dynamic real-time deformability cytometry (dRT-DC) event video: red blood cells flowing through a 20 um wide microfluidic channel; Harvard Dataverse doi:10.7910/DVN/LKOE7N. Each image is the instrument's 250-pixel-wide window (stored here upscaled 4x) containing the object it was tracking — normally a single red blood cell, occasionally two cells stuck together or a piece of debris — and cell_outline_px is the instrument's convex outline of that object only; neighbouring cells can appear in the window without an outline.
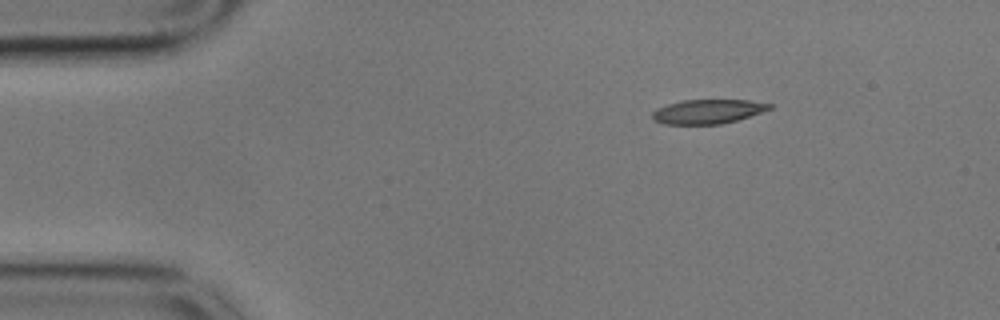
{"species": "common noctule bat (a hibernating species)", "species_latin": "Nyctalus noctula", "temperature_condition": "cold", "stored_images_in_passage": 48, "camera_frame_rate_fps": 3000, "um_per_image_px": 0.085, "animal": {"sex": "male", "body_mass_g": 17.9}, "frame": {"image": 1, "passage_image": 1, "time_ms": 0.0, "image_size_px": [1000, 320], "cell_outline_px": [[772, 108], [736, 120], [720, 124], [664, 124], [652, 120], [652, 112], [656, 108], [668, 104], [684, 100], [748, 100], [772, 104]], "centroid_in_image_um": [60.11, 9.48], "position_along_channel_um": 24.9, "area_um2": 16.42}}
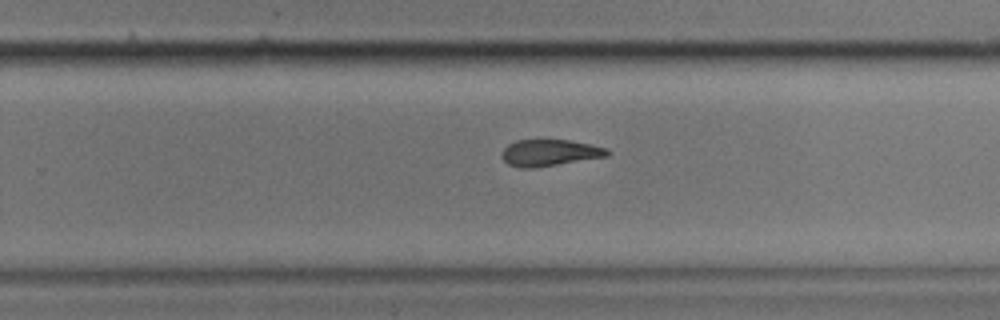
{"frame": {"image": 2, "passage_image": 28, "time_ms": 9.0, "image_size_px": [1000, 320], "cell_outline_px": [[612, 152], [608, 156], [532, 168], [520, 168], [508, 164], [504, 160], [504, 148], [508, 144], [516, 140], [568, 140], [592, 144], [608, 148]], "centroid_in_image_um": [46.78, 12.97], "position_along_channel_um": 283.0, "area_um2": 16.18}}
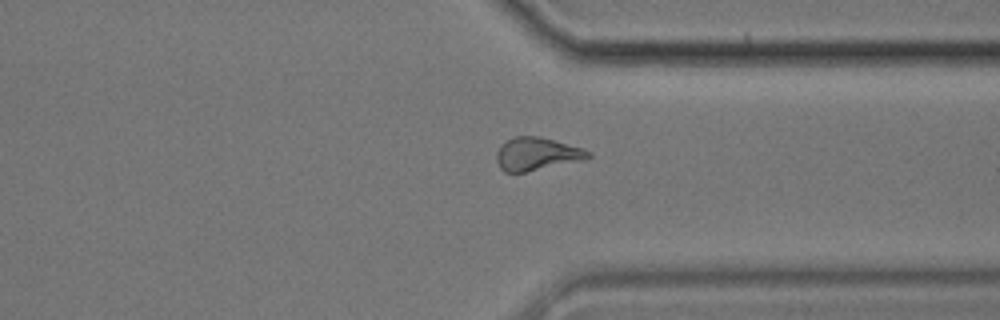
{"frame": {"image": 3, "passage_image": 35, "time_ms": 11.333, "image_size_px": [1000, 320], "cell_outline_px": [[592, 156], [584, 160], [524, 172], [504, 172], [500, 168], [496, 160], [496, 152], [500, 144], [512, 136], [540, 136], [584, 148]], "centroid_in_image_um": [45.6, 13.07], "position_along_channel_um": 365.8, "area_um2": 17.74}, "authors_computed_cell_mechanics": {"area_um2": 17.6868, "velocity_mm_per_s": 3.5583, "shape_relaxation_time_tau1_ms": 7.3986, "shape_relaxation_time_tau2_ms": 6.4185, "deformation_change_tau1": 0.1627, "deformation_change_tau2": 0.1632}}